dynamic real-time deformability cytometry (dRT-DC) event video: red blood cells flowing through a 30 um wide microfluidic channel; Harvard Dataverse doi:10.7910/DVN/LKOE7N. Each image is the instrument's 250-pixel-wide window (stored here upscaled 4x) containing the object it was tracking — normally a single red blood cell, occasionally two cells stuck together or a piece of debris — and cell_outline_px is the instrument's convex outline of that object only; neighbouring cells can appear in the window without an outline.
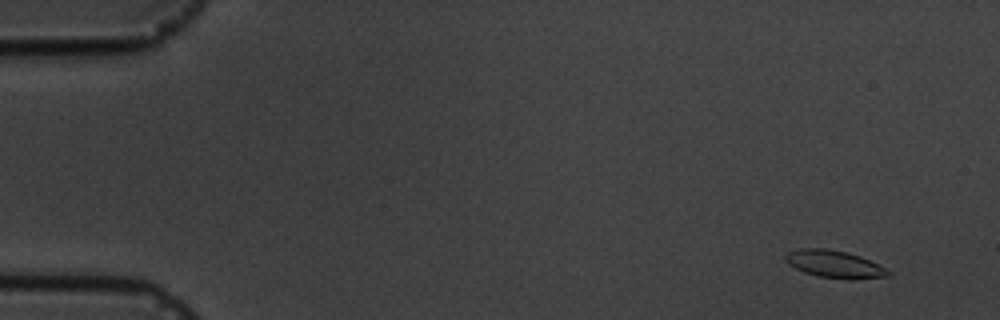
{"species": "common noctule bat (a hibernating species)", "species_latin": "Nyctalus noctula", "temperature_condition": "cold", "stored_images_in_passage": 6, "camera_frame_rate_fps": 3000, "um_per_image_px": 0.085, "animal": {"sex": "male", "body_mass_g": 19.5, "forearm_length_mm": 54.6}, "frame": {"image": 1, "passage_image": 2, "time_ms": 1.333, "image_size_px": [1000, 320], "cell_outline_px": [[892, 276], [852, 280], [848, 280], [816, 276], [804, 272], [788, 264], [784, 260], [784, 256], [788, 252], [800, 248], [828, 248], [848, 252], [860, 256], [892, 272]], "centroid_in_image_um": [70.92, 22.46], "position_along_channel_um": 14.1, "area_um2": 16.65}}
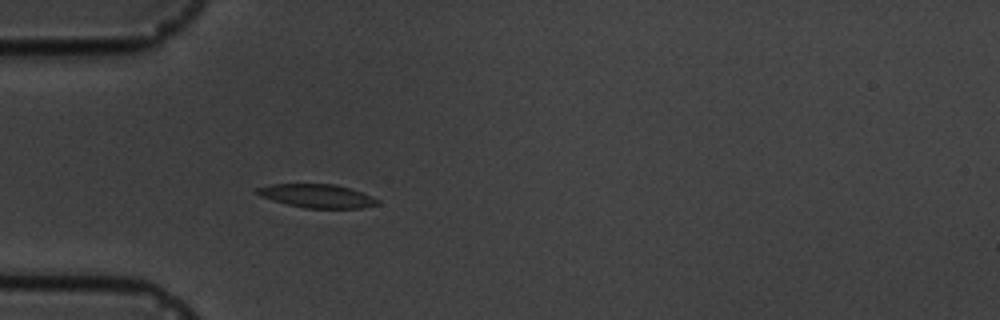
{"frame": {"image": 2, "passage_image": 6, "time_ms": 5.667, "image_size_px": [1000, 320], "cell_outline_px": [[380, 204], [360, 208], [304, 208], [272, 200], [260, 196], [252, 192], [252, 188], [272, 184], [336, 184], [352, 188], [372, 196], [380, 200]], "centroid_in_image_um": [26.92, 16.64], "position_along_channel_um": 58.1, "area_um2": 16.82}}